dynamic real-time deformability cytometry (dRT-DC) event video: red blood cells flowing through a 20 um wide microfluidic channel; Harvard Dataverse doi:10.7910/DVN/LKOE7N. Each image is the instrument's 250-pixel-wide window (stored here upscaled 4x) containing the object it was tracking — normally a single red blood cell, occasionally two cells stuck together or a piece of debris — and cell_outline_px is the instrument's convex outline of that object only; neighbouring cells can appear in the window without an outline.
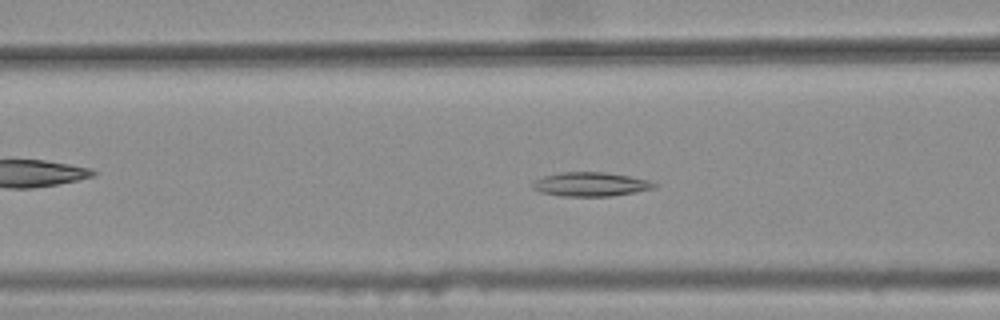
{"species": "common noctule bat (a hibernating species)", "species_latin": "Nyctalus noctula", "temperature_condition": "warm", "stored_images_in_passage": 28, "camera_frame_rate_fps": 3000, "um_per_image_px": 0.085, "animal": {"sex": "female", "body_mass_g": 25.1}, "frame": {"image": 1, "passage_image": 6, "time_ms": 1.667, "image_size_px": [1000, 320], "cell_outline_px": [[660, 184], [656, 188], [636, 192], [612, 196], [560, 196], [540, 192], [532, 188], [532, 184], [536, 180], [544, 176], [560, 172], [604, 172], [652, 180]], "centroid_in_image_um": [50.26, 15.66], "position_along_channel_um": 116.3, "area_um2": 17.22}}
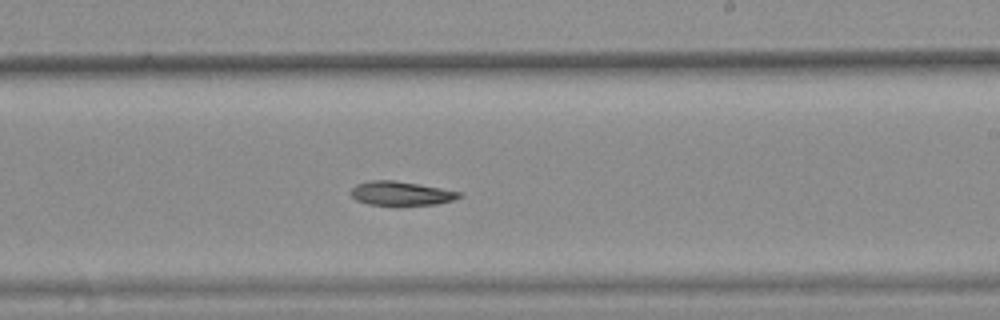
{"frame": {"image": 2, "passage_image": 17, "time_ms": 5.333, "image_size_px": [1000, 320], "cell_outline_px": [[464, 196], [452, 200], [436, 204], [400, 208], [396, 208], [368, 204], [356, 200], [352, 196], [352, 188], [356, 184], [368, 180], [392, 180], [440, 188], [460, 192]], "centroid_in_image_um": [34.07, 16.49], "position_along_channel_um": 254.9, "area_um2": 15.78}}
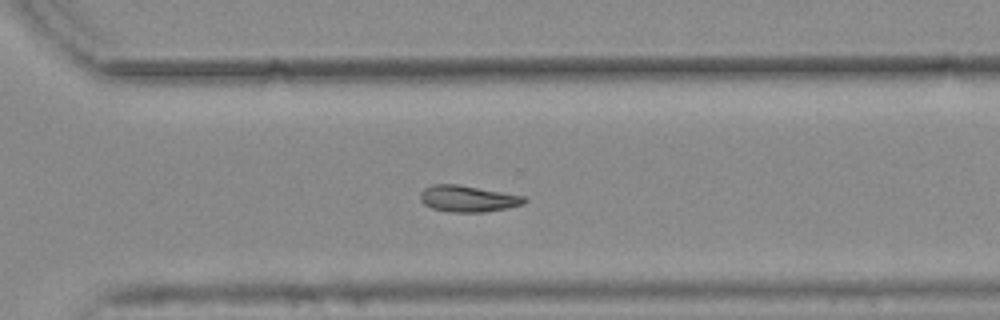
{"frame": {"image": 3, "passage_image": 23, "time_ms": 7.333, "image_size_px": [1000, 320], "cell_outline_px": [[528, 200], [524, 204], [508, 208], [484, 212], [448, 212], [432, 208], [424, 204], [420, 200], [420, 192], [424, 188], [432, 184], [456, 184], [524, 196]], "centroid_in_image_um": [39.75, 16.89], "position_along_channel_um": 330.8, "area_um2": 16.01}}